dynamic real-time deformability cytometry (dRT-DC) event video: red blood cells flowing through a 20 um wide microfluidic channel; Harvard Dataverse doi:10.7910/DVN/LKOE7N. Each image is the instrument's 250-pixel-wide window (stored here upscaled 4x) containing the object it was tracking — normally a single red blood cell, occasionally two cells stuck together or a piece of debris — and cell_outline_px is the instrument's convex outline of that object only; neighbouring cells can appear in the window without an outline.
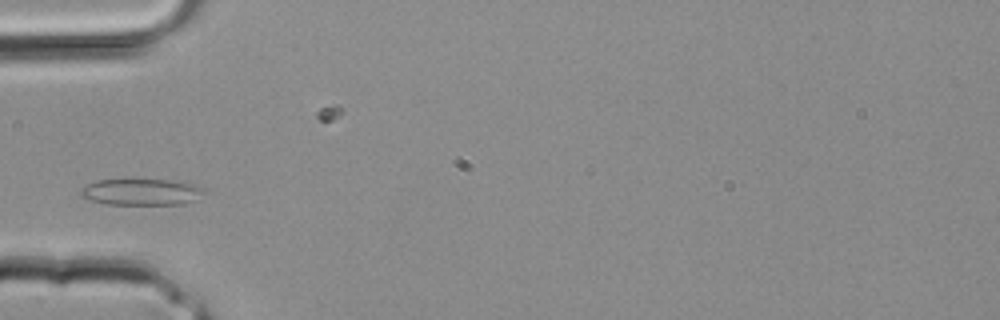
{"species": "common noctule bat (a hibernating species)", "species_latin": "Nyctalus noctula", "temperature_condition": "room temperature", "stored_images_in_passage": 2, "camera_frame_rate_fps": 3000, "um_per_image_px": 0.085, "animal": {"sex": "male", "body_mass_g": 20.4}, "frame": {"image": 1, "passage_image": 2, "time_ms": 0.333, "image_size_px": [1000, 320], "cell_outline_px": [[208, 192], [184, 204], [104, 204], [80, 196], [80, 188], [96, 180], [124, 176], [172, 180], [204, 188]], "centroid_in_image_um": [11.94, 16.26], "position_along_channel_um": 73.1, "area_um2": 19.88}}